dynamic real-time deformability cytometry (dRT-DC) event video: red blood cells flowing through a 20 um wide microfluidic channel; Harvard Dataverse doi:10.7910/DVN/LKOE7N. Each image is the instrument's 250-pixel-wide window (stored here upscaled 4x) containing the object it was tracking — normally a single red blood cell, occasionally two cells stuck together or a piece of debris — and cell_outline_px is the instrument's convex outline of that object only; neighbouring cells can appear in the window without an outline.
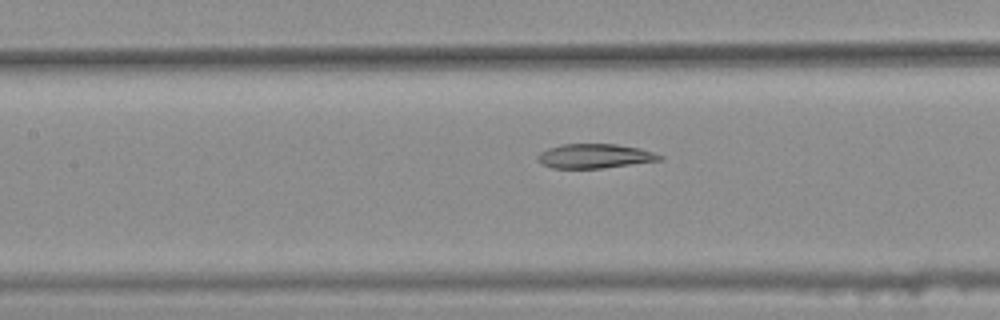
{"species": "common noctule bat (a hibernating species)", "species_latin": "Nyctalus noctula", "temperature_condition": "warm", "stored_images_in_passage": 48, "segment_of_instrument_passage": [2, 2], "camera_frame_rate_fps": 3000, "um_per_image_px": 0.085, "animal": {"sex": "female", "body_mass_g": 25.1}, "frame": {"image": 1, "passage_image": 24, "time_ms": 7.667, "image_size_px": [1000, 320], "cell_outline_px": [[664, 160], [600, 168], [552, 168], [540, 164], [536, 160], [536, 156], [540, 152], [548, 148], [560, 144], [616, 144], [640, 148], [664, 156]], "centroid_in_image_um": [50.52, 13.26], "position_along_channel_um": 156.9, "area_um2": 17.46}}
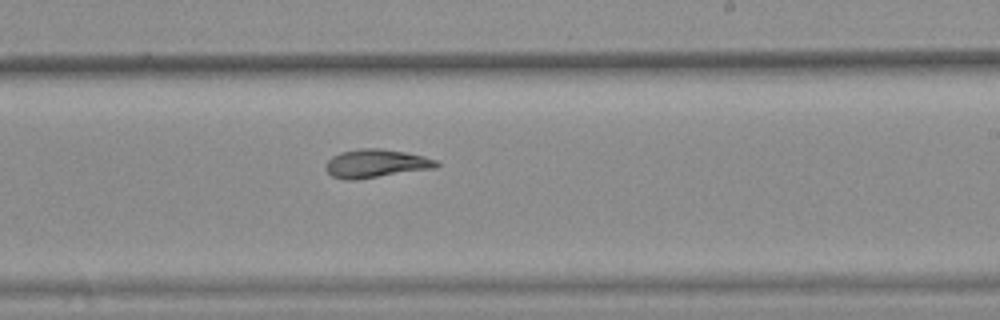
{"frame": {"image": 2, "passage_image": 32, "time_ms": 10.333, "image_size_px": [1000, 320], "cell_outline_px": [[440, 164], [436, 168], [356, 180], [348, 180], [332, 176], [324, 168], [324, 164], [332, 156], [340, 152], [360, 148], [380, 148], [404, 152], [424, 156], [436, 160]], "centroid_in_image_um": [31.94, 13.9], "position_along_channel_um": 257.1, "area_um2": 18.44}}
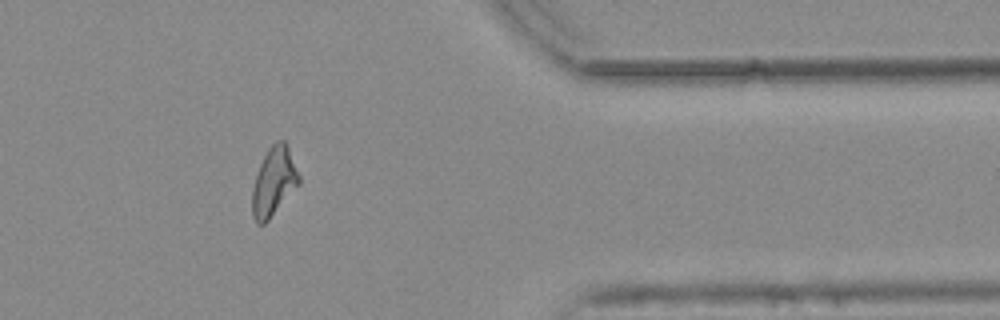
{"frame": {"image": 3, "passage_image": 44, "time_ms": 14.333, "image_size_px": [1000, 320], "cell_outline_px": [[300, 184], [268, 220], [264, 224], [256, 224], [252, 216], [252, 188], [256, 172], [268, 148], [276, 140], [284, 140], [288, 148], [300, 176]], "centroid_in_image_um": [23.26, 15.45], "position_along_channel_um": 388.1, "area_um2": 18.73}}